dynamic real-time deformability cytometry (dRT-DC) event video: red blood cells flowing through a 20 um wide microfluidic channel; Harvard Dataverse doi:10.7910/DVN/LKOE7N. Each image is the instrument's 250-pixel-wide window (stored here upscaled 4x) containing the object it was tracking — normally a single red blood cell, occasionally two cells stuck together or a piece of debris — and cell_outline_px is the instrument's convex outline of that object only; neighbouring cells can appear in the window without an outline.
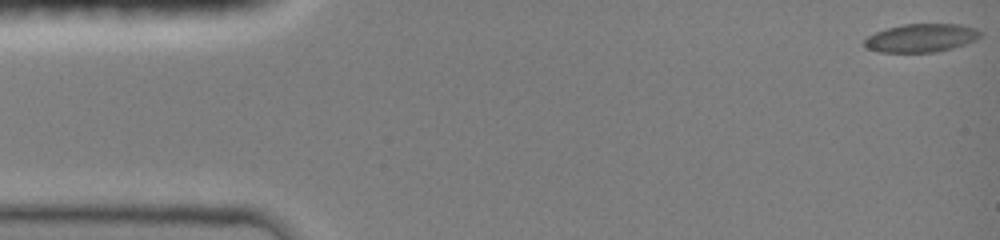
{"species": "common noctule bat (a hibernating species)", "species_latin": "Nyctalus noctula", "temperature_condition": "room temperature", "stored_images_in_passage": 13, "camera_frame_rate_fps": 3000, "um_per_image_px": 0.085, "animal": {"sex": "female", "body_mass_g": 19.0, "forearm_length_mm": 51.5}, "frame": {"image": 1, "passage_image": 1, "time_ms": 0.0, "image_size_px": [1000, 240], "cell_outline_px": [[980, 36], [976, 40], [952, 48], [932, 52], [880, 52], [868, 48], [864, 44], [864, 40], [868, 36], [876, 32], [888, 28], [904, 24], [960, 24], [972, 28], [980, 32]], "centroid_in_image_um": [78.28, 3.22], "position_along_channel_um": 6.7, "area_um2": 18.79}}
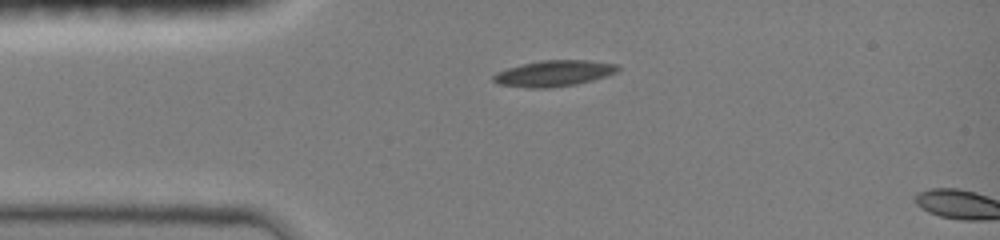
{"frame": {"image": 2, "passage_image": 11, "time_ms": 3.333, "image_size_px": [1000, 240], "cell_outline_px": [[620, 68], [616, 72], [592, 80], [576, 84], [548, 88], [532, 88], [500, 84], [492, 80], [492, 76], [496, 72], [508, 68], [540, 60], [588, 60], [616, 64]], "centroid_in_image_um": [47.07, 6.23], "position_along_channel_um": 37.9, "area_um2": 18.61}}